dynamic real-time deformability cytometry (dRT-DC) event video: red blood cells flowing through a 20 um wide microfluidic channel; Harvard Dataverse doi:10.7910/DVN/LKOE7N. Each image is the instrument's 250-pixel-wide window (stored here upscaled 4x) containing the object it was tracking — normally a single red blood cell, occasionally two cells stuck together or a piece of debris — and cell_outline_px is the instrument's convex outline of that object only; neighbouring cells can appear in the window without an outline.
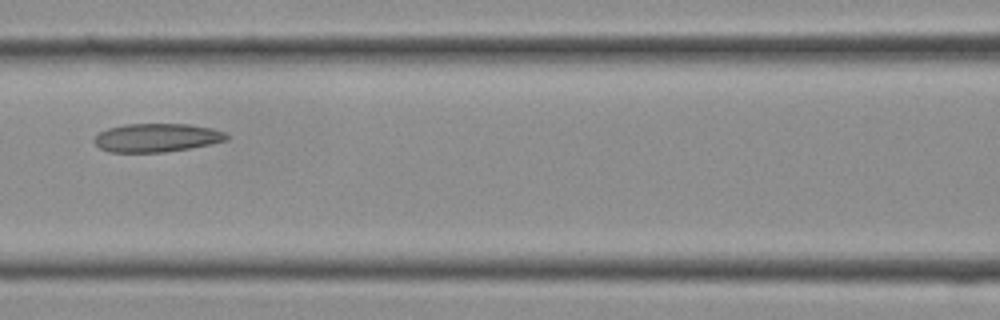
{"species": "Egyptian fruit bat (a non-hibernating species)", "species_latin": "Rousettus aegyptiacus", "temperature_condition": "cold", "stored_images_in_passage": 9, "camera_frame_rate_fps": 3000, "um_per_image_px": 0.085, "frame": {"image": 1, "passage_image": 6, "time_ms": 1.667, "image_size_px": [1000, 320], "cell_outline_px": [[228, 140], [188, 148], [164, 152], [108, 152], [100, 148], [92, 140], [100, 132], [108, 128], [124, 124], [188, 124], [212, 128], [224, 132], [228, 136]], "centroid_in_image_um": [13.29, 11.7], "position_along_channel_um": 153.3, "area_um2": 21.85}}
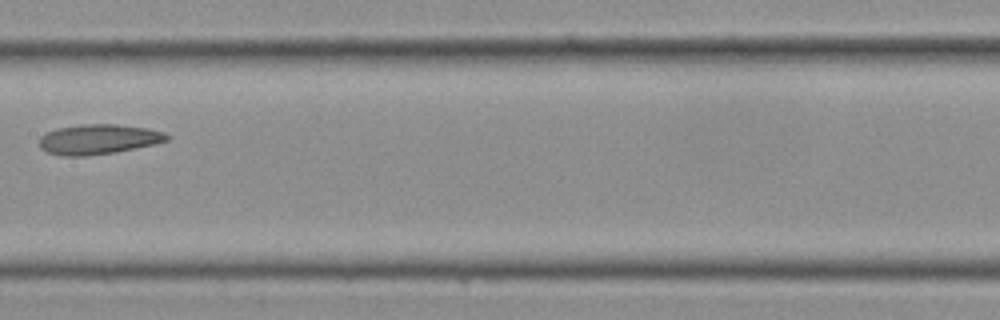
{"frame": {"image": 2, "passage_image": 8, "time_ms": 2.333, "image_size_px": [1000, 320], "cell_outline_px": [[168, 140], [136, 148], [116, 152], [84, 156], [60, 156], [48, 152], [40, 148], [40, 136], [48, 132], [60, 128], [84, 124], [116, 124], [148, 128], [164, 132], [168, 136]], "centroid_in_image_um": [8.36, 11.84], "position_along_channel_um": 199.0, "area_um2": 22.08}}